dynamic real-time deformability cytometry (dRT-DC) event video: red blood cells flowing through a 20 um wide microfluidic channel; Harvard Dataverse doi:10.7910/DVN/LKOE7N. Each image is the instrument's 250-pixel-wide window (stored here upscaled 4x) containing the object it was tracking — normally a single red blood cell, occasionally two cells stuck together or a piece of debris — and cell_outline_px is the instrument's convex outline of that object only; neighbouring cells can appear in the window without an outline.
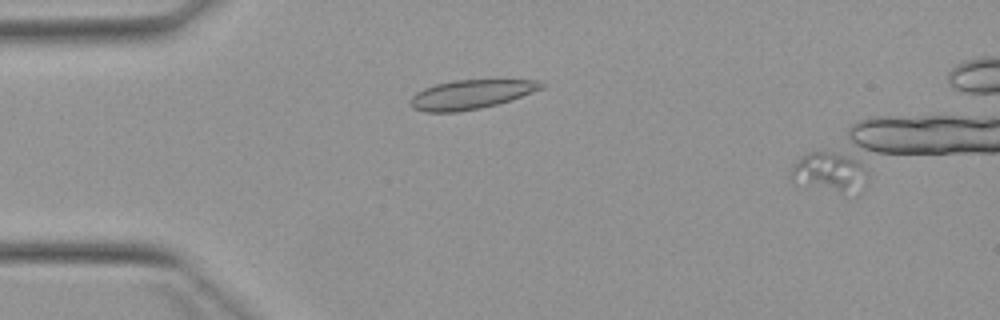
{"species": "Egyptian fruit bat (a non-hibernating species)", "species_latin": "Rousettus aegyptiacus", "temperature_condition": "warm", "stored_images_in_passage": 4, "camera_frame_rate_fps": 3000, "um_per_image_px": 0.085, "animal": {"sex": "female"}, "frame": {"image": 1, "passage_image": 3, "time_ms": 2.333, "image_size_px": [1000, 320], "cell_outline_px": [[544, 88], [496, 104], [480, 108], [456, 112], [424, 112], [412, 108], [408, 104], [408, 100], [416, 92], [424, 88], [436, 84], [452, 80], [540, 80], [544, 84]], "centroid_in_image_um": [39.96, 8.03], "position_along_channel_um": 45.0, "area_um2": 22.2}}